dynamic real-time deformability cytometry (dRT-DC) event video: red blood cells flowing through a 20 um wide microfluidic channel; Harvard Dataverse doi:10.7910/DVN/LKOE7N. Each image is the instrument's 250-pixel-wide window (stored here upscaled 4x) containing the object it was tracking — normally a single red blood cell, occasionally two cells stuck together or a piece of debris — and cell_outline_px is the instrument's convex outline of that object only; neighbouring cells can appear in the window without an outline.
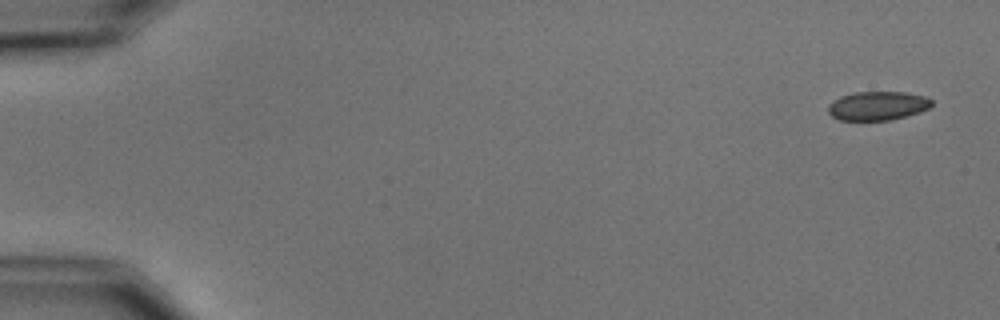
{"species": "common noctule bat (a hibernating species)", "species_latin": "Nyctalus noctula", "temperature_condition": "cold", "stored_images_in_passage": 5, "camera_frame_rate_fps": 3000, "um_per_image_px": 0.085, "animal": {"sex": "male", "body_mass_g": 15.6}, "frame": {"image": 1, "passage_image": 1, "time_ms": 0.0, "image_size_px": [1000, 320], "cell_outline_px": [[932, 104], [928, 108], [920, 112], [892, 120], [840, 120], [832, 116], [828, 112], [828, 104], [840, 96], [856, 92], [904, 92], [924, 96], [932, 100]], "centroid_in_image_um": [74.59, 8.99], "position_along_channel_um": 10.4, "area_um2": 17.4}}
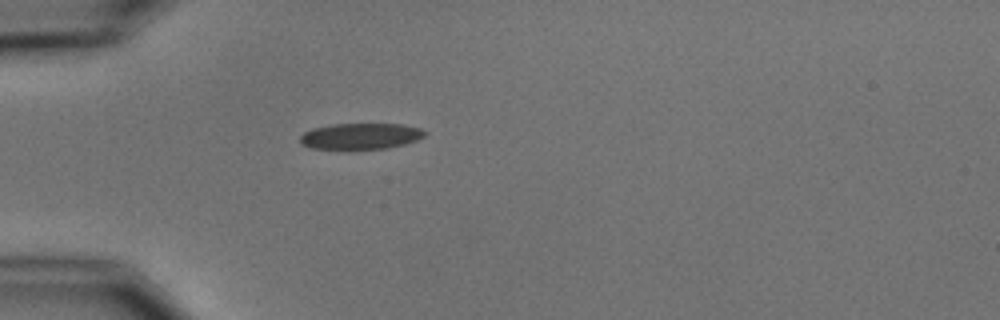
{"frame": {"image": 2, "passage_image": 5, "time_ms": 4.667, "image_size_px": [1000, 320], "cell_outline_px": [[428, 132], [424, 136], [416, 140], [404, 144], [388, 148], [352, 152], [348, 152], [312, 148], [300, 144], [300, 136], [304, 132], [312, 128], [332, 124], [400, 124], [420, 128]], "centroid_in_image_um": [30.6, 11.62], "position_along_channel_um": 54.4, "area_um2": 19.88}}